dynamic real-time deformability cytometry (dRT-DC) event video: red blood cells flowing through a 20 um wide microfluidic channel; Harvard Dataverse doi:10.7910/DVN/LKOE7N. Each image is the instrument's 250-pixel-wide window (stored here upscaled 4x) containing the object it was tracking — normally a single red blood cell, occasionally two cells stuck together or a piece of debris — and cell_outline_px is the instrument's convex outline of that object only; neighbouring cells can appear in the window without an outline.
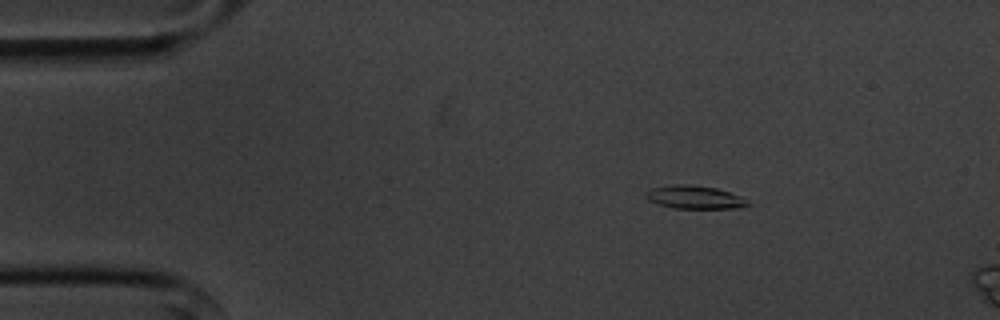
{"species": "common noctule bat (a hibernating species)", "species_latin": "Nyctalus noctula", "temperature_condition": "cold", "stored_images_in_passage": 8, "camera_frame_rate_fps": 3000, "um_per_image_px": 0.085, "animal": {"sex": "male", "body_mass_g": 20.1, "forearm_length_mm": 53.5}, "frame": {"image": 1, "passage_image": 2, "time_ms": 0.333, "image_size_px": [1000, 320], "cell_outline_px": [[752, 204], [744, 208], [672, 208], [648, 200], [644, 196], [644, 192], [648, 188], [676, 184], [688, 184], [716, 188], [740, 196]], "centroid_in_image_um": [59.02, 16.76], "position_along_channel_um": 26.0, "area_um2": 13.87}}